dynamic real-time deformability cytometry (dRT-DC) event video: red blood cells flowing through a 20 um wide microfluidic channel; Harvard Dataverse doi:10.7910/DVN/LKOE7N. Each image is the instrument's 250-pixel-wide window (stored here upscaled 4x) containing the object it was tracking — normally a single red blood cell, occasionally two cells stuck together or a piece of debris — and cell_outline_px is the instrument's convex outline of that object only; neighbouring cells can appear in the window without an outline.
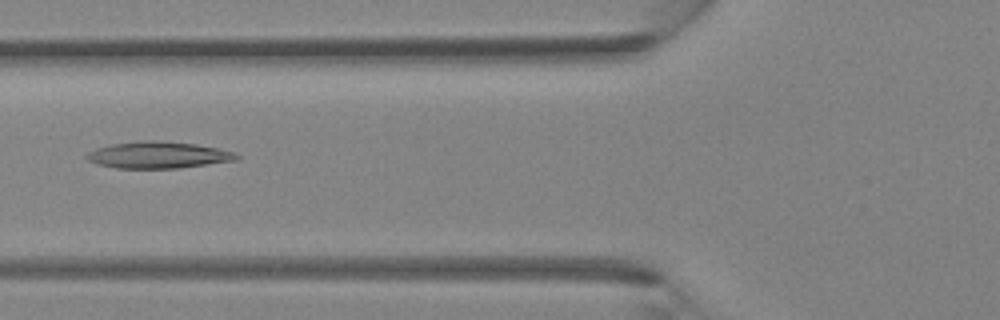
{"species": "Egyptian fruit bat (a non-hibernating species)", "species_latin": "Rousettus aegyptiacus", "temperature_condition": "room temperature", "stored_images_in_passage": 30, "camera_frame_rate_fps": 3000, "um_per_image_px": 0.085, "animal": {"sex": "female"}, "frame": {"image": 1, "passage_image": 6, "time_ms": 1.667, "image_size_px": [1000, 320], "cell_outline_px": [[240, 160], [180, 168], [116, 168], [96, 164], [88, 160], [84, 156], [88, 152], [96, 148], [112, 144], [140, 140], [160, 140], [196, 144], [236, 152], [240, 156]], "centroid_in_image_um": [13.47, 13.17], "position_along_channel_um": 112.3, "area_um2": 23.58}}
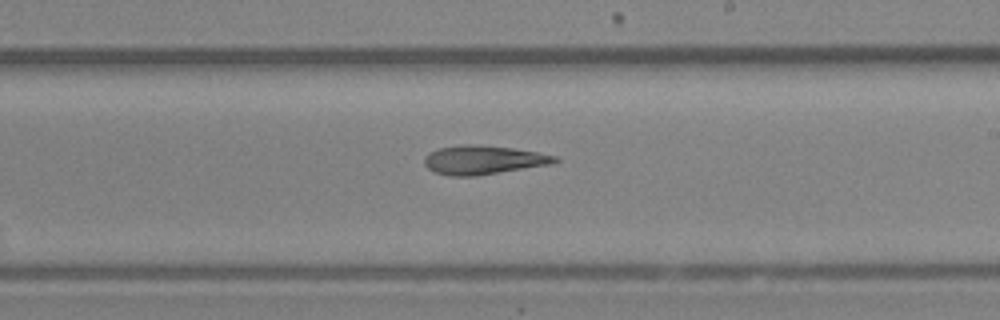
{"frame": {"image": 2, "passage_image": 14, "time_ms": 4.333, "image_size_px": [1000, 320], "cell_outline_px": [[560, 160], [552, 164], [472, 176], [448, 176], [432, 172], [424, 164], [424, 156], [428, 152], [440, 148], [464, 144], [472, 144], [512, 148], [536, 152], [556, 156]], "centroid_in_image_um": [41.02, 13.59], "position_along_channel_um": 248.0, "area_um2": 21.85}}
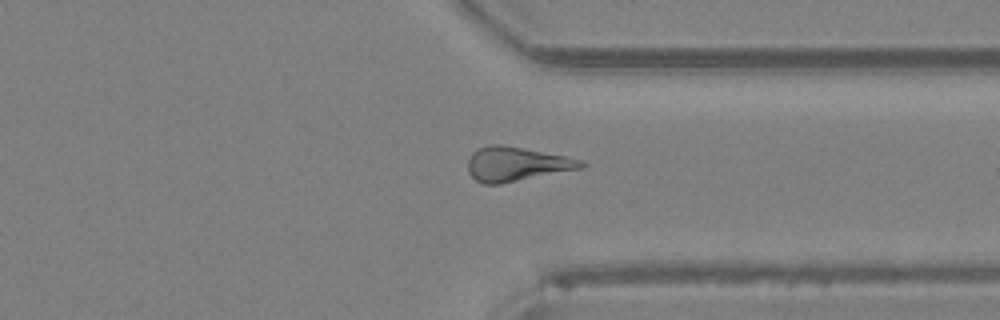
{"frame": {"image": 3, "passage_image": 21, "time_ms": 6.667, "image_size_px": [1000, 320], "cell_outline_px": [[584, 164], [580, 168], [500, 184], [484, 184], [476, 180], [468, 172], [468, 160], [472, 152], [476, 148], [488, 144], [500, 144], [524, 148], [564, 156], [580, 160]], "centroid_in_image_um": [43.8, 13.93], "position_along_channel_um": 367.6, "area_um2": 22.31}}